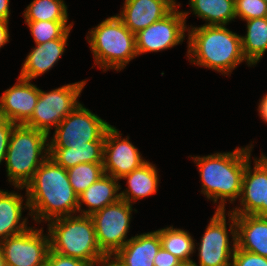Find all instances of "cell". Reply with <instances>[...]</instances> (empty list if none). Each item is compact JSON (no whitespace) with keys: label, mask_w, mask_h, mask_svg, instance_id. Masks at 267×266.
Segmentation results:
<instances>
[{"label":"cell","mask_w":267,"mask_h":266,"mask_svg":"<svg viewBox=\"0 0 267 266\" xmlns=\"http://www.w3.org/2000/svg\"><path fill=\"white\" fill-rule=\"evenodd\" d=\"M67 173L70 184L77 195L105 174L103 163H81L67 169Z\"/></svg>","instance_id":"cell-29"},{"label":"cell","mask_w":267,"mask_h":266,"mask_svg":"<svg viewBox=\"0 0 267 266\" xmlns=\"http://www.w3.org/2000/svg\"><path fill=\"white\" fill-rule=\"evenodd\" d=\"M113 176L104 174L85 191L78 195V213L91 216L105 206L113 204L121 199V185ZM88 209H82V205Z\"/></svg>","instance_id":"cell-21"},{"label":"cell","mask_w":267,"mask_h":266,"mask_svg":"<svg viewBox=\"0 0 267 266\" xmlns=\"http://www.w3.org/2000/svg\"><path fill=\"white\" fill-rule=\"evenodd\" d=\"M154 266H179L182 261L162 247L154 258Z\"/></svg>","instance_id":"cell-34"},{"label":"cell","mask_w":267,"mask_h":266,"mask_svg":"<svg viewBox=\"0 0 267 266\" xmlns=\"http://www.w3.org/2000/svg\"><path fill=\"white\" fill-rule=\"evenodd\" d=\"M10 0H0V20L9 22L10 18Z\"/></svg>","instance_id":"cell-36"},{"label":"cell","mask_w":267,"mask_h":266,"mask_svg":"<svg viewBox=\"0 0 267 266\" xmlns=\"http://www.w3.org/2000/svg\"><path fill=\"white\" fill-rule=\"evenodd\" d=\"M64 0H33L23 12L25 21H68Z\"/></svg>","instance_id":"cell-27"},{"label":"cell","mask_w":267,"mask_h":266,"mask_svg":"<svg viewBox=\"0 0 267 266\" xmlns=\"http://www.w3.org/2000/svg\"><path fill=\"white\" fill-rule=\"evenodd\" d=\"M257 110L260 118L267 123V93L259 101Z\"/></svg>","instance_id":"cell-37"},{"label":"cell","mask_w":267,"mask_h":266,"mask_svg":"<svg viewBox=\"0 0 267 266\" xmlns=\"http://www.w3.org/2000/svg\"><path fill=\"white\" fill-rule=\"evenodd\" d=\"M180 5L179 3L161 20L135 34L138 56L147 52H160L182 44L187 36L185 35V31H188L186 19L190 12L179 11Z\"/></svg>","instance_id":"cell-11"},{"label":"cell","mask_w":267,"mask_h":266,"mask_svg":"<svg viewBox=\"0 0 267 266\" xmlns=\"http://www.w3.org/2000/svg\"><path fill=\"white\" fill-rule=\"evenodd\" d=\"M15 125L7 119L0 121V164L5 162L10 136Z\"/></svg>","instance_id":"cell-33"},{"label":"cell","mask_w":267,"mask_h":266,"mask_svg":"<svg viewBox=\"0 0 267 266\" xmlns=\"http://www.w3.org/2000/svg\"><path fill=\"white\" fill-rule=\"evenodd\" d=\"M190 12L206 26L228 25L236 18L234 0H189Z\"/></svg>","instance_id":"cell-25"},{"label":"cell","mask_w":267,"mask_h":266,"mask_svg":"<svg viewBox=\"0 0 267 266\" xmlns=\"http://www.w3.org/2000/svg\"><path fill=\"white\" fill-rule=\"evenodd\" d=\"M236 18L242 21L267 16V3L264 0H234Z\"/></svg>","instance_id":"cell-30"},{"label":"cell","mask_w":267,"mask_h":266,"mask_svg":"<svg viewBox=\"0 0 267 266\" xmlns=\"http://www.w3.org/2000/svg\"><path fill=\"white\" fill-rule=\"evenodd\" d=\"M104 142H87V145L49 148V157L64 169L81 163H103Z\"/></svg>","instance_id":"cell-23"},{"label":"cell","mask_w":267,"mask_h":266,"mask_svg":"<svg viewBox=\"0 0 267 266\" xmlns=\"http://www.w3.org/2000/svg\"><path fill=\"white\" fill-rule=\"evenodd\" d=\"M227 213L229 229H227L226 212L216 210L212 218H210L200 243H195V247L199 245L197 248L199 265L197 266H231L237 245L236 221L233 213L230 211ZM229 235L232 236V239L229 238Z\"/></svg>","instance_id":"cell-8"},{"label":"cell","mask_w":267,"mask_h":266,"mask_svg":"<svg viewBox=\"0 0 267 266\" xmlns=\"http://www.w3.org/2000/svg\"><path fill=\"white\" fill-rule=\"evenodd\" d=\"M3 120L2 114H1V108H0V121Z\"/></svg>","instance_id":"cell-41"},{"label":"cell","mask_w":267,"mask_h":266,"mask_svg":"<svg viewBox=\"0 0 267 266\" xmlns=\"http://www.w3.org/2000/svg\"><path fill=\"white\" fill-rule=\"evenodd\" d=\"M49 136L24 124L13 127L5 165L7 180L23 190L40 165L49 157Z\"/></svg>","instance_id":"cell-5"},{"label":"cell","mask_w":267,"mask_h":266,"mask_svg":"<svg viewBox=\"0 0 267 266\" xmlns=\"http://www.w3.org/2000/svg\"><path fill=\"white\" fill-rule=\"evenodd\" d=\"M245 22L246 34L241 35L242 52L246 61L253 67L267 51V18H253Z\"/></svg>","instance_id":"cell-24"},{"label":"cell","mask_w":267,"mask_h":266,"mask_svg":"<svg viewBox=\"0 0 267 266\" xmlns=\"http://www.w3.org/2000/svg\"><path fill=\"white\" fill-rule=\"evenodd\" d=\"M231 266H267V258L240 249L236 245Z\"/></svg>","instance_id":"cell-31"},{"label":"cell","mask_w":267,"mask_h":266,"mask_svg":"<svg viewBox=\"0 0 267 266\" xmlns=\"http://www.w3.org/2000/svg\"><path fill=\"white\" fill-rule=\"evenodd\" d=\"M8 24L9 22L0 20V48L9 42L10 34Z\"/></svg>","instance_id":"cell-35"},{"label":"cell","mask_w":267,"mask_h":266,"mask_svg":"<svg viewBox=\"0 0 267 266\" xmlns=\"http://www.w3.org/2000/svg\"><path fill=\"white\" fill-rule=\"evenodd\" d=\"M44 266H96L95 264L85 262L83 260L64 256L49 250L46 263Z\"/></svg>","instance_id":"cell-32"},{"label":"cell","mask_w":267,"mask_h":266,"mask_svg":"<svg viewBox=\"0 0 267 266\" xmlns=\"http://www.w3.org/2000/svg\"><path fill=\"white\" fill-rule=\"evenodd\" d=\"M179 266H197L195 261L182 262Z\"/></svg>","instance_id":"cell-39"},{"label":"cell","mask_w":267,"mask_h":266,"mask_svg":"<svg viewBox=\"0 0 267 266\" xmlns=\"http://www.w3.org/2000/svg\"><path fill=\"white\" fill-rule=\"evenodd\" d=\"M86 39L93 54L94 64L103 72L121 71L138 56L136 35L117 16L107 17L88 31Z\"/></svg>","instance_id":"cell-6"},{"label":"cell","mask_w":267,"mask_h":266,"mask_svg":"<svg viewBox=\"0 0 267 266\" xmlns=\"http://www.w3.org/2000/svg\"><path fill=\"white\" fill-rule=\"evenodd\" d=\"M24 209L30 210L26 193L23 197L21 193L0 189V241L30 228L28 216L22 217Z\"/></svg>","instance_id":"cell-17"},{"label":"cell","mask_w":267,"mask_h":266,"mask_svg":"<svg viewBox=\"0 0 267 266\" xmlns=\"http://www.w3.org/2000/svg\"><path fill=\"white\" fill-rule=\"evenodd\" d=\"M252 149L253 144L250 143L245 147H237L232 152L190 156L200 173L201 193L214 204H218L216 210L226 211L227 201L234 204L239 200L243 173L251 159Z\"/></svg>","instance_id":"cell-2"},{"label":"cell","mask_w":267,"mask_h":266,"mask_svg":"<svg viewBox=\"0 0 267 266\" xmlns=\"http://www.w3.org/2000/svg\"><path fill=\"white\" fill-rule=\"evenodd\" d=\"M146 161L128 136L122 138V134L113 125L107 129L103 153L105 174L122 180L125 175L139 168Z\"/></svg>","instance_id":"cell-14"},{"label":"cell","mask_w":267,"mask_h":266,"mask_svg":"<svg viewBox=\"0 0 267 266\" xmlns=\"http://www.w3.org/2000/svg\"><path fill=\"white\" fill-rule=\"evenodd\" d=\"M40 89L31 80L17 77V82L0 96L3 119L15 124H25L32 116Z\"/></svg>","instance_id":"cell-15"},{"label":"cell","mask_w":267,"mask_h":266,"mask_svg":"<svg viewBox=\"0 0 267 266\" xmlns=\"http://www.w3.org/2000/svg\"><path fill=\"white\" fill-rule=\"evenodd\" d=\"M253 163L252 168L250 159L243 173L239 207L229 211L234 215L267 217V155L261 153Z\"/></svg>","instance_id":"cell-13"},{"label":"cell","mask_w":267,"mask_h":266,"mask_svg":"<svg viewBox=\"0 0 267 266\" xmlns=\"http://www.w3.org/2000/svg\"><path fill=\"white\" fill-rule=\"evenodd\" d=\"M68 39L35 45L22 63L19 77L32 80L51 70L65 52Z\"/></svg>","instance_id":"cell-18"},{"label":"cell","mask_w":267,"mask_h":266,"mask_svg":"<svg viewBox=\"0 0 267 266\" xmlns=\"http://www.w3.org/2000/svg\"><path fill=\"white\" fill-rule=\"evenodd\" d=\"M30 227L0 241L6 266H44L50 250L49 234Z\"/></svg>","instance_id":"cell-12"},{"label":"cell","mask_w":267,"mask_h":266,"mask_svg":"<svg viewBox=\"0 0 267 266\" xmlns=\"http://www.w3.org/2000/svg\"><path fill=\"white\" fill-rule=\"evenodd\" d=\"M100 266H124L114 256H106Z\"/></svg>","instance_id":"cell-38"},{"label":"cell","mask_w":267,"mask_h":266,"mask_svg":"<svg viewBox=\"0 0 267 266\" xmlns=\"http://www.w3.org/2000/svg\"><path fill=\"white\" fill-rule=\"evenodd\" d=\"M24 189L30 209L27 215L38 224L78 213V195L70 184L67 170L50 157Z\"/></svg>","instance_id":"cell-1"},{"label":"cell","mask_w":267,"mask_h":266,"mask_svg":"<svg viewBox=\"0 0 267 266\" xmlns=\"http://www.w3.org/2000/svg\"><path fill=\"white\" fill-rule=\"evenodd\" d=\"M50 250L100 266L106 255L97 242L94 222L88 215L63 216L47 224Z\"/></svg>","instance_id":"cell-4"},{"label":"cell","mask_w":267,"mask_h":266,"mask_svg":"<svg viewBox=\"0 0 267 266\" xmlns=\"http://www.w3.org/2000/svg\"><path fill=\"white\" fill-rule=\"evenodd\" d=\"M133 205L125 200L105 206L91 215L100 250L106 256H114L129 240Z\"/></svg>","instance_id":"cell-10"},{"label":"cell","mask_w":267,"mask_h":266,"mask_svg":"<svg viewBox=\"0 0 267 266\" xmlns=\"http://www.w3.org/2000/svg\"><path fill=\"white\" fill-rule=\"evenodd\" d=\"M36 45L55 39H68L73 23L68 21H25Z\"/></svg>","instance_id":"cell-28"},{"label":"cell","mask_w":267,"mask_h":266,"mask_svg":"<svg viewBox=\"0 0 267 266\" xmlns=\"http://www.w3.org/2000/svg\"><path fill=\"white\" fill-rule=\"evenodd\" d=\"M161 248L157 231L137 234L114 255L124 266H154V258Z\"/></svg>","instance_id":"cell-19"},{"label":"cell","mask_w":267,"mask_h":266,"mask_svg":"<svg viewBox=\"0 0 267 266\" xmlns=\"http://www.w3.org/2000/svg\"><path fill=\"white\" fill-rule=\"evenodd\" d=\"M127 188L120 191V197L133 205L137 200L156 194L159 186V175L155 164L148 160L139 168L125 175Z\"/></svg>","instance_id":"cell-22"},{"label":"cell","mask_w":267,"mask_h":266,"mask_svg":"<svg viewBox=\"0 0 267 266\" xmlns=\"http://www.w3.org/2000/svg\"><path fill=\"white\" fill-rule=\"evenodd\" d=\"M235 221L237 246L267 258V217L235 215Z\"/></svg>","instance_id":"cell-20"},{"label":"cell","mask_w":267,"mask_h":266,"mask_svg":"<svg viewBox=\"0 0 267 266\" xmlns=\"http://www.w3.org/2000/svg\"><path fill=\"white\" fill-rule=\"evenodd\" d=\"M177 0H125L117 16L134 34L168 15Z\"/></svg>","instance_id":"cell-16"},{"label":"cell","mask_w":267,"mask_h":266,"mask_svg":"<svg viewBox=\"0 0 267 266\" xmlns=\"http://www.w3.org/2000/svg\"><path fill=\"white\" fill-rule=\"evenodd\" d=\"M0 266H6L1 246H0Z\"/></svg>","instance_id":"cell-40"},{"label":"cell","mask_w":267,"mask_h":266,"mask_svg":"<svg viewBox=\"0 0 267 266\" xmlns=\"http://www.w3.org/2000/svg\"><path fill=\"white\" fill-rule=\"evenodd\" d=\"M156 231L159 233L163 249L178 257L182 262L193 261L191 257L197 247H195V239L188 231L174 228L173 225Z\"/></svg>","instance_id":"cell-26"},{"label":"cell","mask_w":267,"mask_h":266,"mask_svg":"<svg viewBox=\"0 0 267 266\" xmlns=\"http://www.w3.org/2000/svg\"><path fill=\"white\" fill-rule=\"evenodd\" d=\"M190 27L186 56L193 65L212 69L224 76L231 75L242 62L252 67L244 58L241 35L226 25Z\"/></svg>","instance_id":"cell-3"},{"label":"cell","mask_w":267,"mask_h":266,"mask_svg":"<svg viewBox=\"0 0 267 266\" xmlns=\"http://www.w3.org/2000/svg\"><path fill=\"white\" fill-rule=\"evenodd\" d=\"M111 125L84 104L68 114L55 128L50 137L49 148L87 145V142H104L105 133Z\"/></svg>","instance_id":"cell-9"},{"label":"cell","mask_w":267,"mask_h":266,"mask_svg":"<svg viewBox=\"0 0 267 266\" xmlns=\"http://www.w3.org/2000/svg\"><path fill=\"white\" fill-rule=\"evenodd\" d=\"M87 80L65 84L45 92L40 89L34 112L24 124L27 127L51 135V129L59 123L80 104L78 98L85 87Z\"/></svg>","instance_id":"cell-7"}]
</instances>
